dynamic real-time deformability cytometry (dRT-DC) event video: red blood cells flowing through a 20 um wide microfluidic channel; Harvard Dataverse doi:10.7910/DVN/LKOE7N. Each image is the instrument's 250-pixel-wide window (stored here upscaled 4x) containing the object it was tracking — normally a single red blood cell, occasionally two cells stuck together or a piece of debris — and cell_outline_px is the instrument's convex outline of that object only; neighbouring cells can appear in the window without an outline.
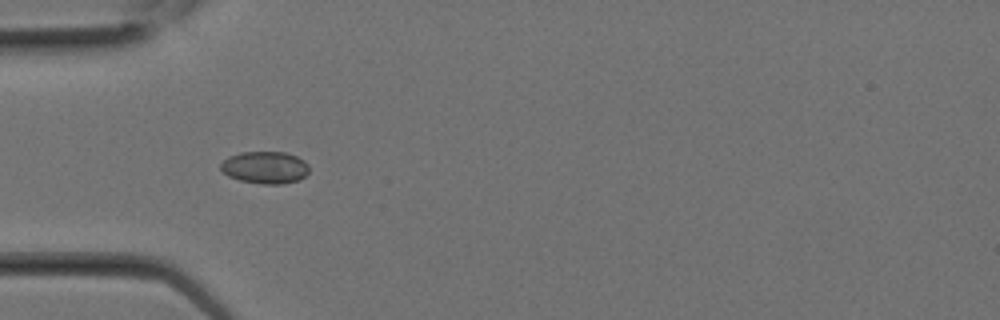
{"species": "Egyptian fruit bat (a non-hibernating species)", "species_latin": "Rousettus aegyptiacus", "temperature_condition": "room temperature", "stored_images_in_passage": 1, "camera_frame_rate_fps": 3000, "um_per_image_px": 0.085, "animal": {"sex": "female"}, "frame": {"image": 1, "passage_image": 1, "time_ms": 0.0, "image_size_px": [1000, 320], "cell_outline_px": [[308, 172], [300, 180], [284, 184], [264, 184], [240, 180], [228, 176], [220, 168], [220, 164], [228, 156], [240, 152], [284, 152], [296, 156], [304, 160], [308, 164]], "centroid_in_image_um": [22.53, 14.23], "position_along_channel_um": 62.5, "area_um2": 16.65}}